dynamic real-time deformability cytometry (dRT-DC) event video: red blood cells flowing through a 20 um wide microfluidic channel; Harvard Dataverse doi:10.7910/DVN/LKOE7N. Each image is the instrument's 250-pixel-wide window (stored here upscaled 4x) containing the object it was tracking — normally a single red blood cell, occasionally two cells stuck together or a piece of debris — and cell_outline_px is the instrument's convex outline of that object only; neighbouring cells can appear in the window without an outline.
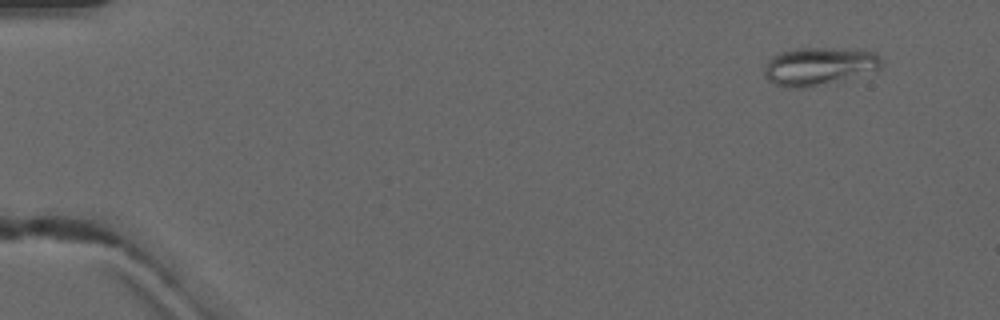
{"species": "common noctule bat (a hibernating species)", "species_latin": "Nyctalus noctula", "temperature_condition": "warm", "stored_images_in_passage": 4, "camera_frame_rate_fps": 3000, "um_per_image_px": 0.085, "animal": {"sex": "male", "forearm_length_mm": 52.5}, "frame": {"image": 1, "passage_image": 1, "time_ms": 0.0, "image_size_px": [1000, 320], "cell_outline_px": [[880, 68], [876, 72], [804, 88], [788, 88], [776, 84], [768, 80], [764, 76], [764, 68], [768, 60], [772, 56], [780, 52], [796, 48], [828, 48], [876, 52], [880, 56]], "centroid_in_image_um": [69.6, 5.63], "position_along_channel_um": 15.4, "area_um2": 25.84}}